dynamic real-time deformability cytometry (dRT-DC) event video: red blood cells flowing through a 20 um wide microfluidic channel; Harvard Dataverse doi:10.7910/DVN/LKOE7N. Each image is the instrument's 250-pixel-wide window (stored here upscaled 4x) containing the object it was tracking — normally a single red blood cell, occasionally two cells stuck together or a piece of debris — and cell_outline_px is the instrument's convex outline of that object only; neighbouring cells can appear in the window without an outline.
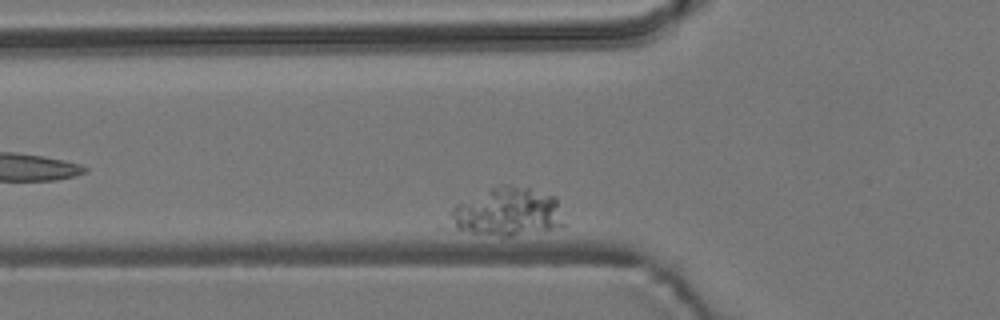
{"species": "common noctule bat (a hibernating species)", "species_latin": "Nyctalus noctula", "temperature_condition": "room temperature", "stored_images_in_passage": 8, "camera_frame_rate_fps": 3000, "um_per_image_px": 0.085, "animal": {"sex": "male", "body_mass_g": 19.2, "forearm_length_mm": 51.8}, "frame": {"image": 1, "passage_image": 3, "time_ms": 0.667, "image_size_px": [1000, 320], "cell_outline_px": [[564, 224], [560, 228], [512, 236], [500, 236], [472, 232], [456, 228], [448, 212], [456, 204], [488, 188], [500, 184], [508, 184], [528, 188], [556, 196]], "centroid_in_image_um": [43.15, 18.0], "position_along_channel_um": 82.6, "area_um2": 32.14}}
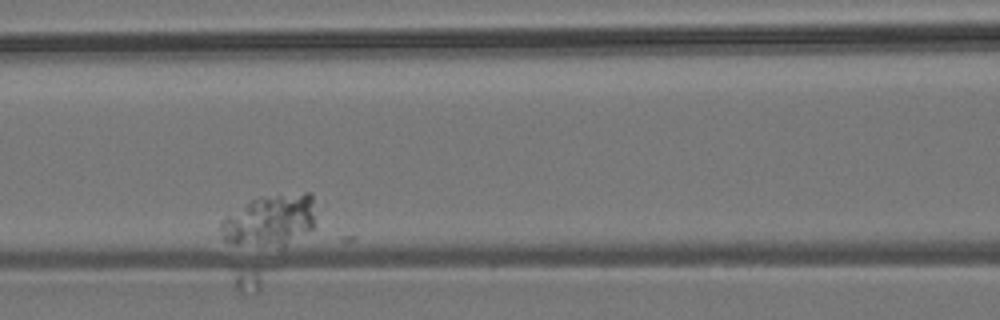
{"frame": {"image": 2, "passage_image": 5, "time_ms": 1.333, "image_size_px": [1000, 320], "cell_outline_px": [[312, 228], [284, 248], [280, 248], [236, 244], [224, 240], [220, 228], [220, 224], [228, 216], [252, 200], [260, 196], [304, 192], [312, 192]], "centroid_in_image_um": [22.96, 18.76], "position_along_channel_um": 143.6, "area_um2": 28.26}}
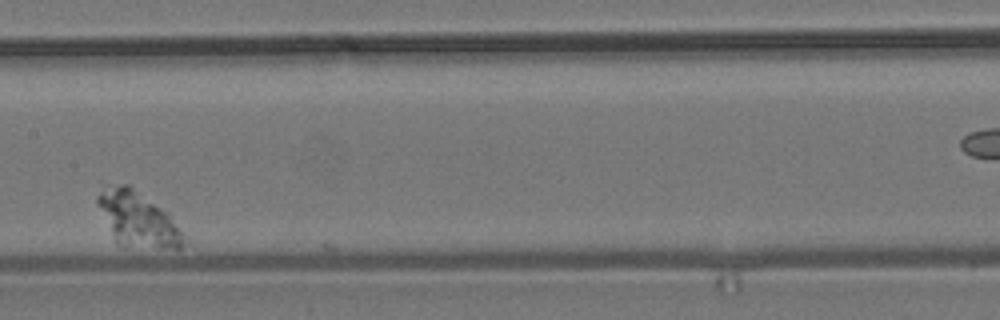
{"frame": {"image": 3, "passage_image": 6, "time_ms": 1.667, "image_size_px": [1000, 320], "cell_outline_px": [[192, 244], [180, 248], [124, 248], [116, 244], [96, 200], [96, 196], [100, 180], [128, 184], [168, 212], [188, 236]], "centroid_in_image_um": [11.72, 18.61], "position_along_channel_um": 195.7, "area_um2": 29.19}}